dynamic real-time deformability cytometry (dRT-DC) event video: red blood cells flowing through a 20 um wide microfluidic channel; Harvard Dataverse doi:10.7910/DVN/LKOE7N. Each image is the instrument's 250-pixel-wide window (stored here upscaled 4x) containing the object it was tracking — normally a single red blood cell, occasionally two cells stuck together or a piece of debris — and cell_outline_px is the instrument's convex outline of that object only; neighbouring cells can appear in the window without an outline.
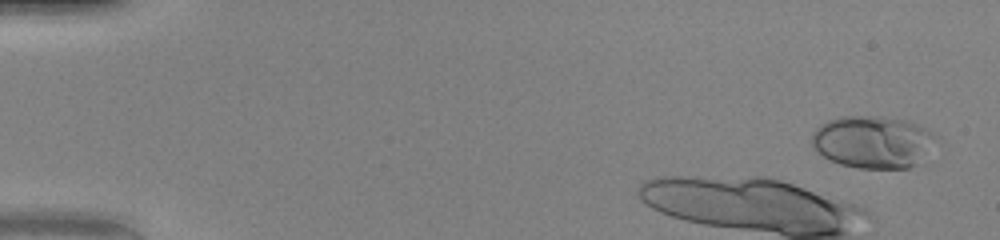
{"species": "human", "species_latin": "Homo sapiens", "temperature_condition": "warm", "stored_images_in_passage": 15, "camera_frame_rate_fps": 3000, "um_per_image_px": 0.085, "donor": {"sex": "female"}, "frame": {"image": 1, "passage_image": 3, "time_ms": 0.667, "image_size_px": [1000, 240], "cell_outline_px": [[940, 140], [916, 164], [908, 168], [856, 168], [840, 164], [816, 152], [812, 148], [812, 132], [820, 124], [828, 120], [840, 116], [880, 116], [904, 120], [916, 124], [932, 132]], "centroid_in_image_um": [74.18, 12.06], "position_along_channel_um": 10.8, "area_um2": 38.09}}